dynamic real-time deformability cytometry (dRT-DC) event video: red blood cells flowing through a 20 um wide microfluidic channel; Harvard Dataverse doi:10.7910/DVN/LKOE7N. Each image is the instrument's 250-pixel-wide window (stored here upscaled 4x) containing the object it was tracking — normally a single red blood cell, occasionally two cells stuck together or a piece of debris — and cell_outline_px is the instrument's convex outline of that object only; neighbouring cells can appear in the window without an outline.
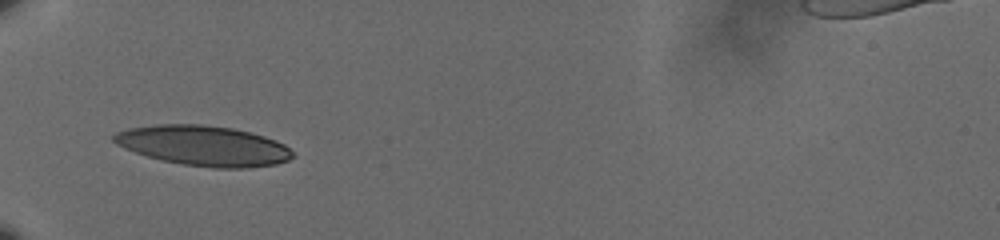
{"species": "human", "species_latin": "Homo sapiens", "temperature_condition": "cold", "stored_images_in_passage": 35, "camera_frame_rate_fps": 3000, "um_per_image_px": 0.085, "donor": {"sex": "male"}, "frame": {"image": 1, "passage_image": 1, "time_ms": 0.0, "image_size_px": [1000, 240], "cell_outline_px": [[292, 156], [288, 160], [276, 164], [244, 168], [212, 168], [184, 164], [160, 160], [124, 148], [116, 144], [112, 140], [112, 136], [116, 132], [128, 128], [156, 124], [200, 124], [232, 128], [264, 136], [276, 140], [284, 144], [292, 152]], "centroid_in_image_um": [17.27, 12.38], "position_along_channel_um": 67.7, "area_um2": 41.67}}
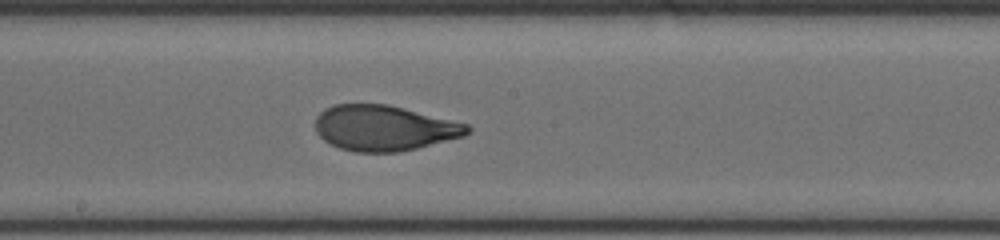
{"frame": {"image": 2, "passage_image": 14, "time_ms": 4.333, "image_size_px": [1000, 240], "cell_outline_px": [[472, 128], [464, 136], [400, 152], [356, 152], [340, 148], [324, 140], [316, 132], [316, 116], [324, 108], [336, 104], [388, 104], [468, 124]], "centroid_in_image_um": [32.64, 10.88], "position_along_channel_um": 215.6, "area_um2": 40.11}}
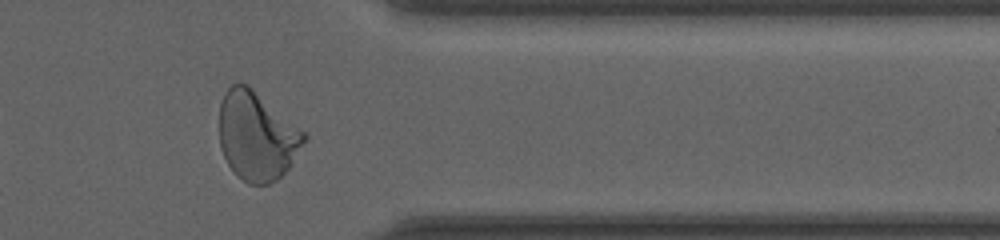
{"frame": {"image": 3, "passage_image": 29, "time_ms": 9.333, "image_size_px": [1000, 240], "cell_outline_px": [[308, 136], [288, 168], [276, 180], [268, 184], [248, 184], [236, 176], [228, 164], [220, 148], [220, 104], [224, 92], [232, 84], [244, 84], [252, 88], [304, 132]], "centroid_in_image_um": [21.8, 11.58], "position_along_channel_um": 389.6, "area_um2": 43.23}, "authors_computed_cell_mechanics": {"area_um2": 40.8646, "velocity_mm_per_s": 3.583, "shape_relaxation_time_tau1_ms": 4.8895, "shape_relaxation_time_tau2_ms": 0.6954, "deformation_change_tau1": 0.1924, "deformation_change_tau2": 0.0549}}